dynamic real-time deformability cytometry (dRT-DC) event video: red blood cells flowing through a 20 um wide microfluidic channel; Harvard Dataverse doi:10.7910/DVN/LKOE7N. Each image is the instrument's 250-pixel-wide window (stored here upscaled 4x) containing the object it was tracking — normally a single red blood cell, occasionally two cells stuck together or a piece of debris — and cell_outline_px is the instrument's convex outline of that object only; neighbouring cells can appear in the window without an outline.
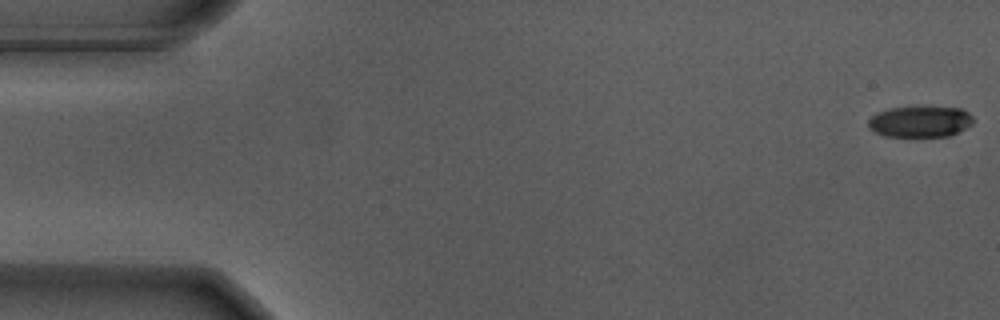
{"species": "Egyptian fruit bat (a non-hibernating species)", "species_latin": "Rousettus aegyptiacus", "temperature_condition": "warm", "stored_images_in_passage": 10, "camera_frame_rate_fps": 3000, "um_per_image_px": 0.085, "animal": {"sex": "male"}, "frame": {"image": 1, "passage_image": 1, "time_ms": 0.0, "image_size_px": [1000, 320], "cell_outline_px": [[972, 124], [948, 136], [884, 136], [868, 128], [868, 120], [876, 112], [888, 108], [964, 108], [972, 116]], "centroid_in_image_um": [78.17, 10.34], "position_along_channel_um": 6.8, "area_um2": 18.67}}